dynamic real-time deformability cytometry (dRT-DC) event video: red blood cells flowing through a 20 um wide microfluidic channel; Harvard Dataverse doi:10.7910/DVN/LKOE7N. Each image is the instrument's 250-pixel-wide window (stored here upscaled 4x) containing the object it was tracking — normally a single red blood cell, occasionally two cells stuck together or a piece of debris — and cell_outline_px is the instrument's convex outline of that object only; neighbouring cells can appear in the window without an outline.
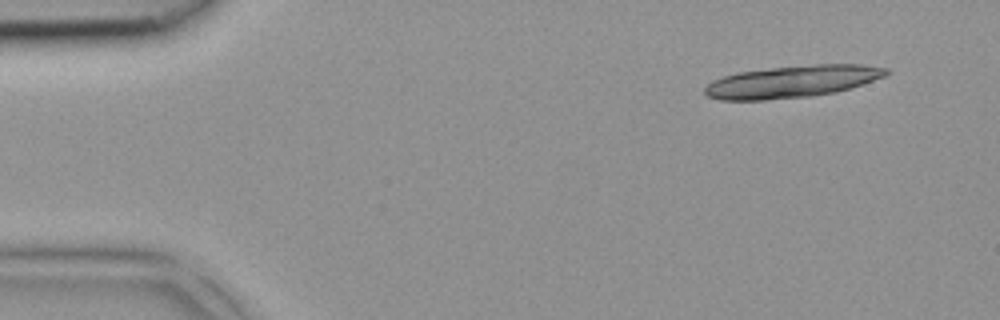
{"species": "common noctule bat (a hibernating species)", "species_latin": "Nyctalus noctula", "temperature_condition": "room temperature", "stored_images_in_passage": 4, "segment_of_instrument_passage": [2, 2], "camera_frame_rate_fps": 3000, "um_per_image_px": 0.085, "animal": {"sex": "female", "body_mass_g": 18.4}, "frame": {"image": 1, "passage_image": 4, "time_ms": 1.0, "image_size_px": [1000, 320], "cell_outline_px": [[888, 72], [884, 76], [836, 92], [812, 96], [764, 100], [720, 100], [708, 96], [704, 92], [704, 88], [712, 80], [724, 76], [740, 72], [772, 68], [816, 64], [860, 64], [888, 68]], "centroid_in_image_um": [67.3, 6.94], "position_along_channel_um": 17.7, "area_um2": 33.52}}